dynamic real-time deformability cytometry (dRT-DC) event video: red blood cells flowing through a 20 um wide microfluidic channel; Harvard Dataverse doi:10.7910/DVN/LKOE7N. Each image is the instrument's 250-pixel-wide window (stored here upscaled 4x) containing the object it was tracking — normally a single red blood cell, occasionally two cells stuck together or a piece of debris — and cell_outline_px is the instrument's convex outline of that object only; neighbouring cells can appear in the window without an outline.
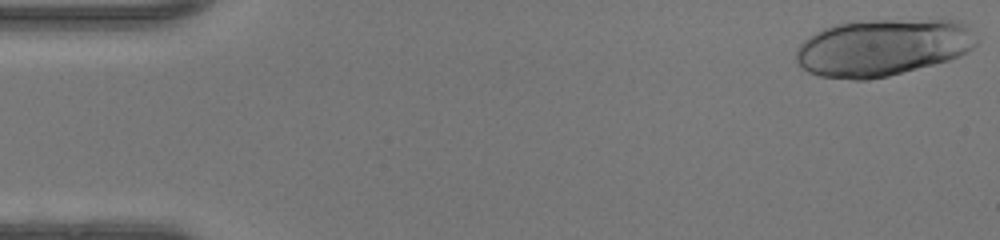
{"species": "human", "species_latin": "Homo sapiens", "temperature_condition": "warm", "stored_images_in_passage": 34, "camera_frame_rate_fps": 3000, "um_per_image_px": 0.085, "donor": {"sex": "female"}, "frame": {"image": 1, "passage_image": 1, "time_ms": 0.0, "image_size_px": [1000, 240], "cell_outline_px": [[980, 40], [968, 52], [960, 56], [948, 60], [888, 76], [868, 80], [852, 80], [820, 76], [808, 72], [796, 60], [796, 48], [808, 36], [824, 28], [836, 24], [872, 20], [956, 20], [964, 24]], "centroid_in_image_um": [75.02, 4.04], "position_along_channel_um": 10.0, "area_um2": 59.88}}
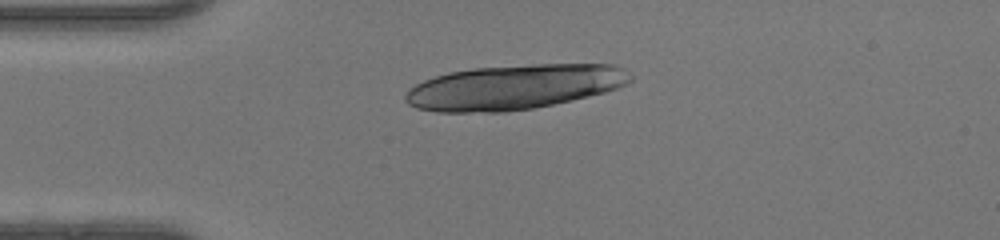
{"frame": {"image": 2, "passage_image": 11, "time_ms": 3.333, "image_size_px": [1000, 240], "cell_outline_px": [[632, 80], [628, 84], [604, 92], [572, 100], [532, 108], [504, 112], [436, 112], [416, 108], [408, 104], [404, 100], [404, 96], [416, 84], [424, 80], [448, 72], [472, 68], [536, 64], [612, 64], [624, 68], [632, 76]], "centroid_in_image_um": [43.7, 7.4], "position_along_channel_um": 41.3, "area_um2": 58.72}}
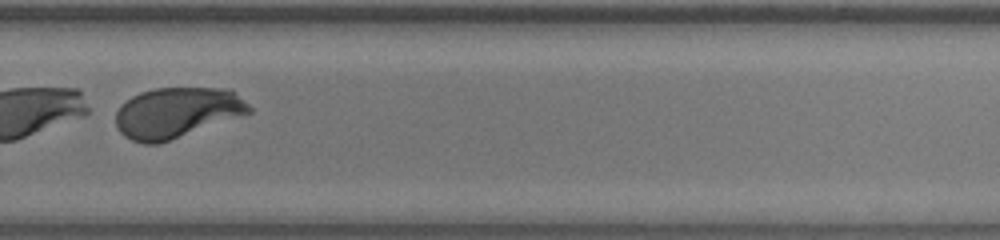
{"frame": {"image": 3, "passage_image": 32, "time_ms": 10.333, "image_size_px": [1000, 240], "cell_outline_px": [[252, 112], [160, 144], [144, 144], [132, 140], [124, 136], [116, 128], [116, 112], [120, 104], [132, 96], [140, 92], [156, 88], [228, 88], [248, 104], [252, 108]], "centroid_in_image_um": [14.99, 9.58], "position_along_channel_um": 314.8, "area_um2": 39.3}}